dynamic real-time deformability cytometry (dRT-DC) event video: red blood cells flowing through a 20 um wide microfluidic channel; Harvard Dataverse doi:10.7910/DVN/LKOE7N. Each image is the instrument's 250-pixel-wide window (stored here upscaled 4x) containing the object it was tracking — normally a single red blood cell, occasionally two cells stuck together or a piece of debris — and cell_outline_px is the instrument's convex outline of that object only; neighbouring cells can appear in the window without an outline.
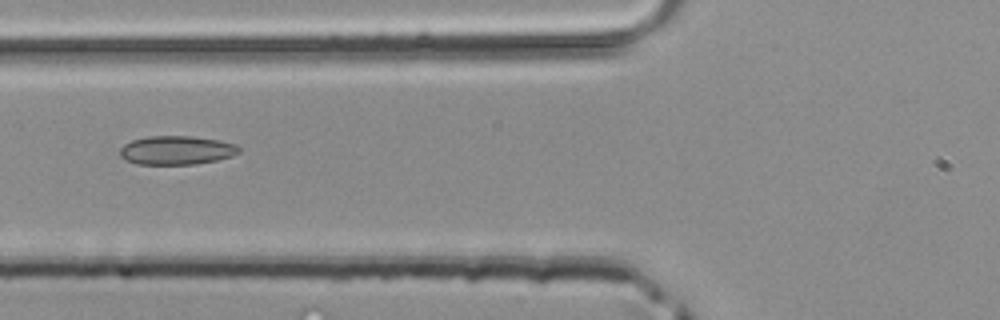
{"species": "common noctule bat (a hibernating species)", "species_latin": "Nyctalus noctula", "temperature_condition": "room temperature", "stored_images_in_passage": 4, "camera_frame_rate_fps": 3000, "um_per_image_px": 0.085, "animal": {"sex": "male", "body_mass_g": 20.4}, "frame": {"image": 1, "passage_image": 4, "time_ms": 1.0, "image_size_px": [1000, 320], "cell_outline_px": [[240, 152], [232, 156], [216, 160], [196, 164], [136, 164], [120, 156], [120, 148], [124, 144], [132, 140], [148, 136], [192, 136], [220, 140], [236, 144], [240, 148]], "centroid_in_image_um": [15.02, 12.76], "position_along_channel_um": 110.8, "area_um2": 20.0}}